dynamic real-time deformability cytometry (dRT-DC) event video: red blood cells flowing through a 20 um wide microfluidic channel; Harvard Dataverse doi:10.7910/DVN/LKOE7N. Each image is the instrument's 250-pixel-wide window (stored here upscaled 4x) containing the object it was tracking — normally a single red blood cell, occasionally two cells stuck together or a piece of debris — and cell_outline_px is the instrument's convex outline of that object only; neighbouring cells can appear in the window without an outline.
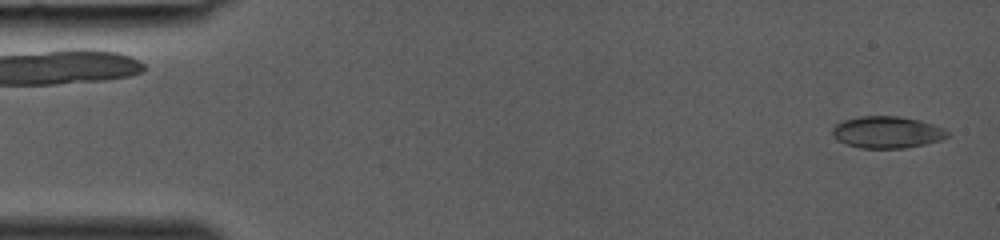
{"species": "common noctule bat (a hibernating species)", "species_latin": "Nyctalus noctula", "temperature_condition": "room temperature", "stored_images_in_passage": 3, "segment_of_instrument_passage": [2, 2], "camera_frame_rate_fps": 3000, "um_per_image_px": 0.085, "animal": {"sex": "female", "body_mass_g": 19.0, "forearm_length_mm": 53.3}, "frame": {"image": 1, "passage_image": 3, "time_ms": 0.667, "image_size_px": [1000, 240], "cell_outline_px": [[948, 136], [940, 140], [924, 144], [904, 148], [860, 148], [848, 144], [832, 136], [832, 128], [836, 124], [844, 120], [860, 116], [900, 116], [920, 120], [944, 128], [948, 132]], "centroid_in_image_um": [75.4, 11.23], "position_along_channel_um": 9.6, "area_um2": 21.21}}